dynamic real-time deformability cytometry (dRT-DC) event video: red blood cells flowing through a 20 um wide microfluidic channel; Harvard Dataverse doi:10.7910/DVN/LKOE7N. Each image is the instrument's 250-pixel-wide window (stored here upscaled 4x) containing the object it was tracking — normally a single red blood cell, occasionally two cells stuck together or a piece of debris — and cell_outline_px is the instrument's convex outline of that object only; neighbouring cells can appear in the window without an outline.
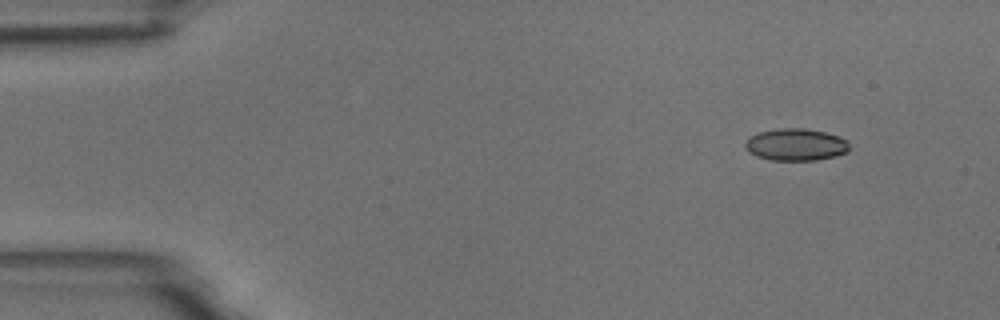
{"species": "common noctule bat (a hibernating species)", "species_latin": "Nyctalus noctula", "temperature_condition": "room temperature", "stored_images_in_passage": 5, "camera_frame_rate_fps": 3000, "um_per_image_px": 0.085, "animal": {"sex": "male", "body_mass_g": 18.8}, "frame": {"image": 1, "passage_image": 1, "time_ms": 0.0, "image_size_px": [1000, 320], "cell_outline_px": [[848, 152], [836, 156], [816, 160], [772, 160], [756, 156], [748, 152], [744, 148], [744, 144], [748, 136], [760, 132], [776, 128], [804, 128], [824, 132], [840, 136], [848, 140]], "centroid_in_image_um": [67.62, 12.29], "position_along_channel_um": 17.4, "area_um2": 19.71}}
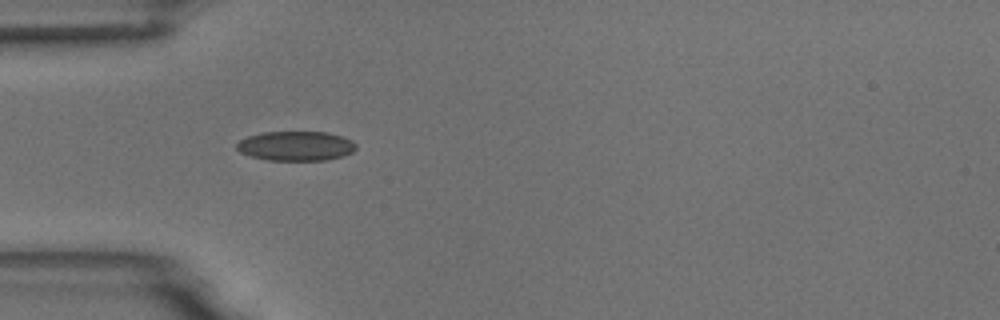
{"frame": {"image": 2, "passage_image": 4, "time_ms": 3.667, "image_size_px": [1000, 320], "cell_outline_px": [[356, 148], [352, 152], [344, 156], [324, 160], [268, 160], [252, 156], [240, 152], [236, 148], [236, 144], [240, 140], [248, 136], [264, 132], [328, 132], [352, 140], [356, 144]], "centroid_in_image_um": [25.16, 12.4], "position_along_channel_um": 59.8, "area_um2": 20.46}}